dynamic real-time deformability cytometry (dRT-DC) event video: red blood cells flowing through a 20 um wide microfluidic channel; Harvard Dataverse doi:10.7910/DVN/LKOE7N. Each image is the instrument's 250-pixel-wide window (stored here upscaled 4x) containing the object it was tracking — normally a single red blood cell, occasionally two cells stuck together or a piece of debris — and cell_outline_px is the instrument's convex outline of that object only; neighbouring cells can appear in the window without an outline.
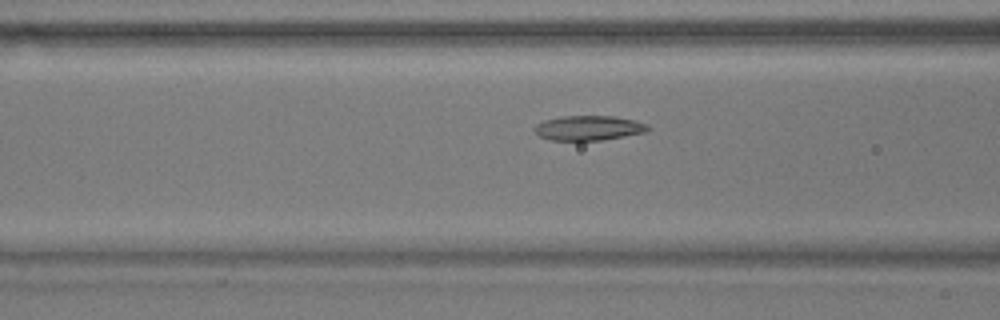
{"species": "common noctule bat (a hibernating species)", "species_latin": "Nyctalus noctula", "temperature_condition": "warm", "stored_images_in_passage": 38, "camera_frame_rate_fps": 3000, "um_per_image_px": 0.085, "animal": {"sex": "male", "body_mass_g": 17.9}, "frame": {"image": 1, "passage_image": 10, "time_ms": 3.0, "image_size_px": [1000, 320], "cell_outline_px": [[652, 128], [644, 132], [624, 136], [600, 140], [552, 140], [540, 136], [532, 128], [536, 124], [544, 120], [560, 116], [612, 116], [632, 120], [648, 124]], "centroid_in_image_um": [50.01, 10.87], "position_along_channel_um": 116.6, "area_um2": 16.24}}
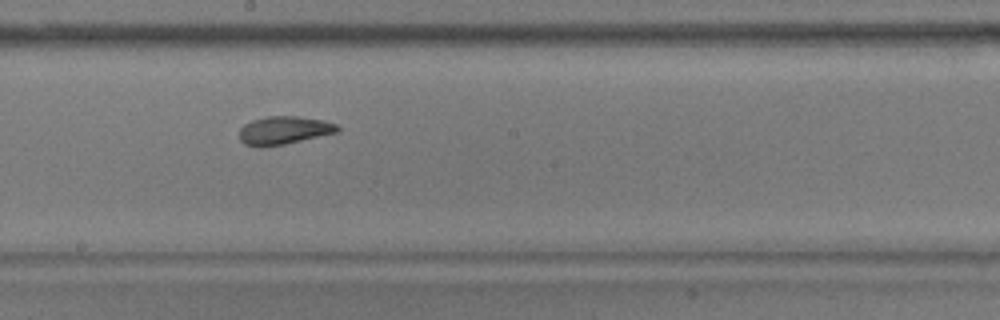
{"frame": {"image": 2, "passage_image": 19, "time_ms": 6.0, "image_size_px": [1000, 320], "cell_outline_px": [[340, 128], [336, 132], [284, 144], [260, 148], [244, 144], [240, 140], [240, 128], [244, 124], [252, 120], [268, 116], [300, 116], [324, 120], [336, 124]], "centroid_in_image_um": [24.09, 11.07], "position_along_channel_um": 224.1, "area_um2": 16.07}}
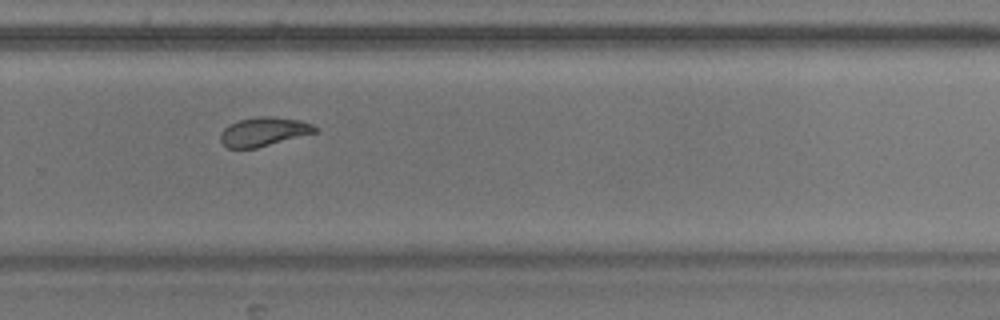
{"frame": {"image": 3, "passage_image": 26, "time_ms": 8.333, "image_size_px": [1000, 320], "cell_outline_px": [[316, 132], [256, 148], [228, 148], [220, 140], [220, 132], [228, 124], [240, 120], [260, 116], [276, 116], [300, 120], [312, 124], [316, 128]], "centroid_in_image_um": [22.39, 11.18], "position_along_channel_um": 307.4, "area_um2": 15.84}, "authors_computed_cell_mechanics": {"area_um2": 16.3574, "velocity_mm_per_s": 3.5849, "shape_relaxation_time_tau1_ms": 5.5806, "shape_relaxation_time_tau2_ms": 2.0611, "deformation_change_tau1": 0.1581, "deformation_change_tau2": 0.08}}